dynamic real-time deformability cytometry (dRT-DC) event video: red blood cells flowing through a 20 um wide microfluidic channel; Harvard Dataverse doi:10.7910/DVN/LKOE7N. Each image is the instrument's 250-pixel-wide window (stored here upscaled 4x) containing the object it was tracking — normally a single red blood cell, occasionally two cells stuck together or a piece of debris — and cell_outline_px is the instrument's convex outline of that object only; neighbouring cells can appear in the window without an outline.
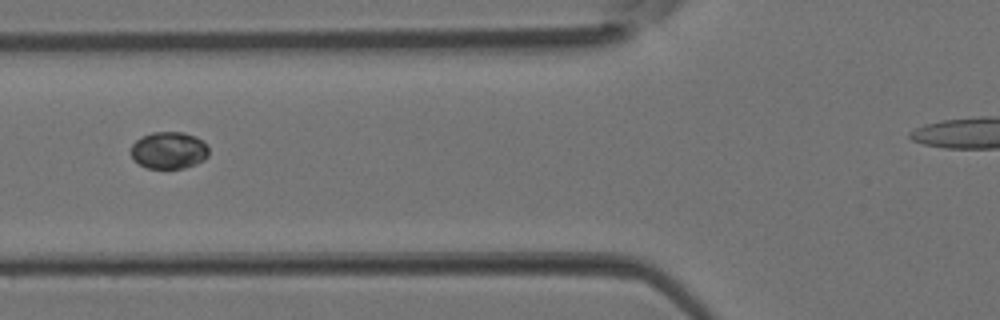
{"species": "Egyptian fruit bat (a non-hibernating species)", "species_latin": "Rousettus aegyptiacus", "temperature_condition": "room temperature", "stored_images_in_passage": 5, "camera_frame_rate_fps": 3000, "um_per_image_px": 0.085, "animal": {"sex": "female"}, "frame": {"image": 1, "passage_image": 5, "time_ms": 1.333, "image_size_px": [1000, 320], "cell_outline_px": [[208, 156], [204, 160], [196, 164], [184, 168], [148, 168], [140, 164], [132, 156], [132, 144], [136, 140], [152, 132], [184, 132], [196, 136], [208, 144]], "centroid_in_image_um": [14.41, 12.77], "position_along_channel_um": 111.4, "area_um2": 16.76}}